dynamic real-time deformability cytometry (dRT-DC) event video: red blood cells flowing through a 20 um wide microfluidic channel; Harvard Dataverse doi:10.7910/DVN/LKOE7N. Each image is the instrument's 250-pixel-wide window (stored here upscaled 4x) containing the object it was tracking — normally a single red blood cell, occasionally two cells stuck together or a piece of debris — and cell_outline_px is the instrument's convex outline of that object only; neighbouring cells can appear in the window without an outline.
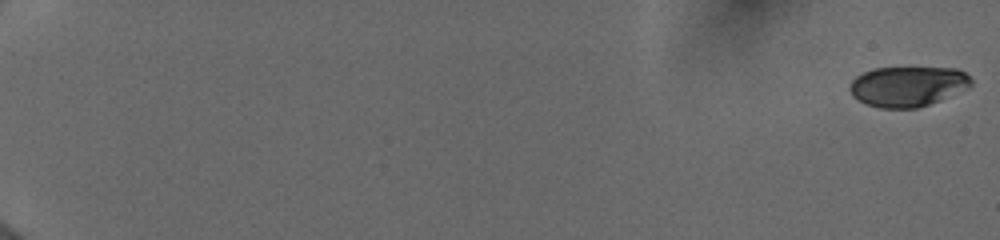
{"species": "human", "species_latin": "Homo sapiens", "temperature_condition": "cold", "stored_images_in_passage": 55, "camera_frame_rate_fps": 3000, "um_per_image_px": 0.085, "donor": {"sex": "female"}, "frame": {"image": 1, "passage_image": 1, "time_ms": 0.0, "image_size_px": [1000, 240], "cell_outline_px": [[972, 84], [968, 88], [940, 100], [916, 108], [880, 108], [868, 104], [852, 96], [848, 88], [848, 84], [856, 76], [872, 68], [956, 68], [964, 72], [972, 80]], "centroid_in_image_um": [77.13, 7.33], "position_along_channel_um": 7.9, "area_um2": 28.38}}
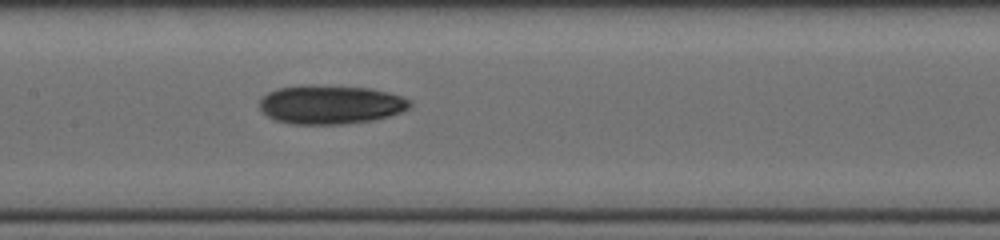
{"frame": {"image": 2, "passage_image": 31, "time_ms": 10.0, "image_size_px": [1000, 240], "cell_outline_px": [[412, 108], [388, 116], [372, 120], [344, 124], [292, 124], [276, 120], [268, 116], [260, 108], [260, 100], [268, 92], [276, 88], [304, 84], [312, 84], [368, 88], [388, 92], [412, 100]], "centroid_in_image_um": [28.1, 8.87], "position_along_channel_um": 179.3, "area_um2": 34.28}}
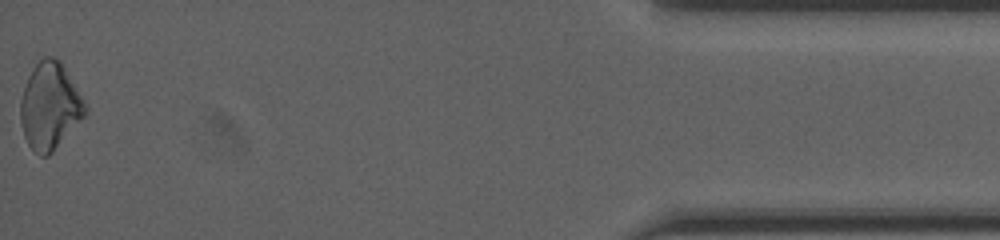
{"frame": {"image": 3, "passage_image": 55, "time_ms": 18.0, "image_size_px": [1000, 240], "cell_outline_px": [[88, 112], [52, 152], [48, 156], [40, 156], [28, 144], [24, 136], [20, 120], [20, 100], [28, 76], [32, 68], [44, 56], [52, 56], [60, 60], [88, 108]], "centroid_in_image_um": [4.22, 9.01], "position_along_channel_um": 431.0, "area_um2": 32.43}, "authors_computed_cell_mechanics": {"area_um2": 31.2698, "velocity_mm_per_s": 4.0135, "shape_relaxation_time_tau1_ms": 4.1803, "shape_relaxation_time_tau2_ms": null, "deformation_change_tau1": 0.0989, "deformation_change_tau2": null}}